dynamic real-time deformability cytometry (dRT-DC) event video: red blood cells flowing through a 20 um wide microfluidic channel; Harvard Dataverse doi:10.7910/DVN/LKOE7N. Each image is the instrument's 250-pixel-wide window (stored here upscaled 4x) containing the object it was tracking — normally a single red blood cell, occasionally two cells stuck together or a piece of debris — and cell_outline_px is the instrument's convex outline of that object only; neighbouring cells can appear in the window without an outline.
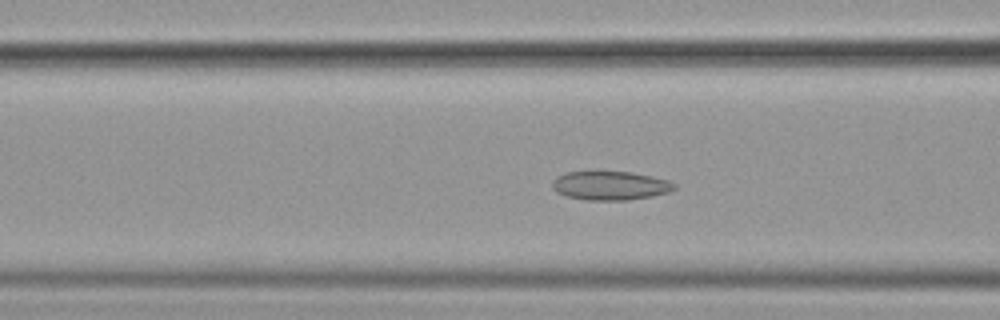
{"species": "common noctule bat (a hibernating species)", "species_latin": "Nyctalus noctula", "temperature_condition": "cold", "stored_images_in_passage": 49, "camera_frame_rate_fps": 3000, "um_per_image_px": 0.085, "animal": {"sex": "female", "body_mass_g": 19.9}, "frame": {"image": 1, "passage_image": 15, "time_ms": 4.667, "image_size_px": [1000, 320], "cell_outline_px": [[676, 188], [668, 192], [652, 196], [628, 200], [588, 200], [568, 196], [556, 192], [552, 188], [552, 180], [556, 176], [568, 172], [592, 168], [632, 172], [652, 176], [668, 180], [676, 184]], "centroid_in_image_um": [51.83, 15.72], "position_along_channel_um": 114.8, "area_um2": 21.39}}
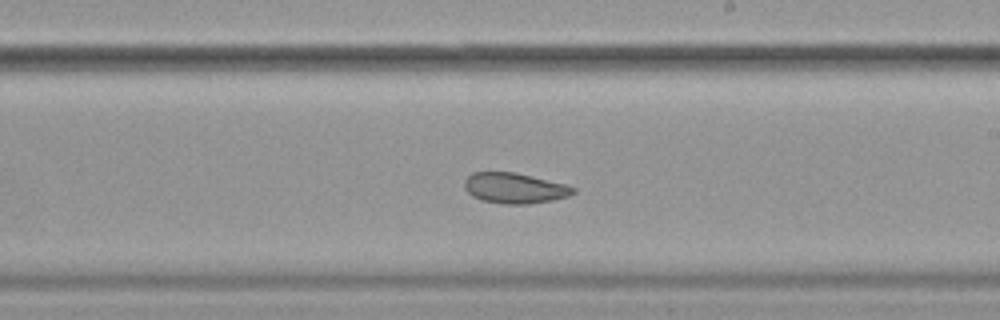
{"frame": {"image": 2, "passage_image": 26, "time_ms": 8.333, "image_size_px": [1000, 320], "cell_outline_px": [[576, 192], [568, 196], [552, 200], [528, 204], [504, 204], [480, 200], [472, 196], [464, 188], [464, 180], [472, 172], [516, 172], [568, 184], [576, 188]], "centroid_in_image_um": [43.75, 15.98], "position_along_channel_um": 245.2, "area_um2": 19.59}}
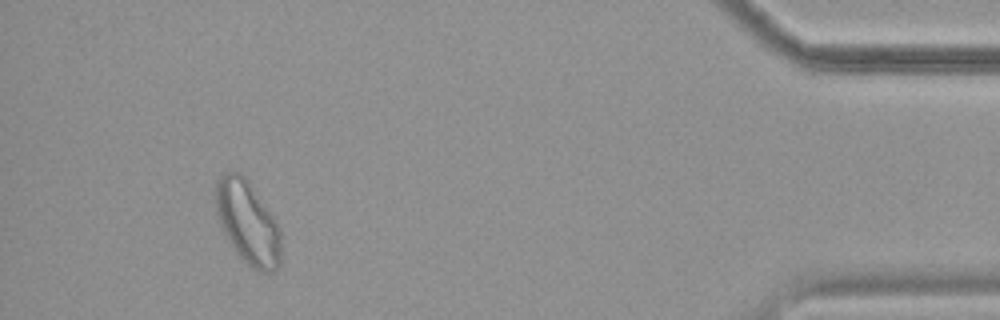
{"frame": {"image": 3, "passage_image": 45, "time_ms": 14.667, "image_size_px": [1000, 320], "cell_outline_px": [[280, 264], [272, 272], [260, 272], [252, 268], [232, 248], [220, 224], [216, 212], [216, 180], [224, 172], [240, 172], [248, 180], [276, 220], [280, 228]], "centroid_in_image_um": [21.06, 18.91], "position_along_channel_um": 414.1, "area_um2": 31.56}, "authors_computed_cell_mechanics": {"area_um2": 22.0218, "velocity_mm_per_s": 3.5708, "shape_relaxation_time_tau1_ms": null, "shape_relaxation_time_tau2_ms": 6.2755, "deformation_change_tau1": null, "deformation_change_tau2": 0.1198}}